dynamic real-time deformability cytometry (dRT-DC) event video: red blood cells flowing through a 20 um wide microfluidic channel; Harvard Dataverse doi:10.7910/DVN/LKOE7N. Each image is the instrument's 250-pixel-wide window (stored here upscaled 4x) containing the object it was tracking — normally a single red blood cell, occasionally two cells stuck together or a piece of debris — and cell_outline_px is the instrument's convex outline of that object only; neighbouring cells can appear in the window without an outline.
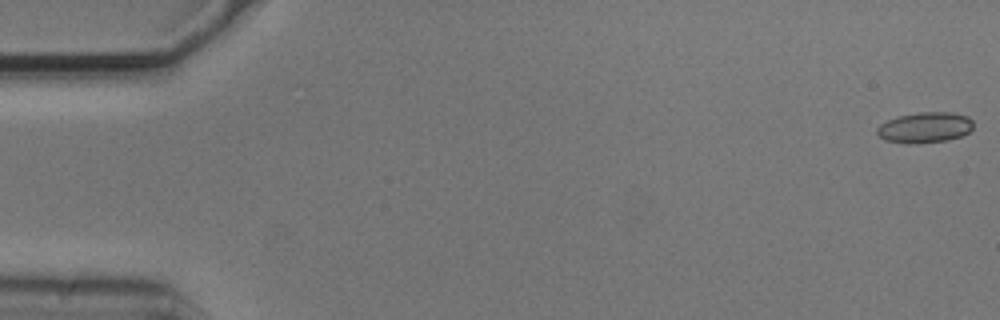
{"species": "common noctule bat (a hibernating species)", "species_latin": "Nyctalus noctula", "temperature_condition": "cold", "stored_images_in_passage": 6, "camera_frame_rate_fps": 3000, "um_per_image_px": 0.085, "animal": {"sex": "male", "body_mass_g": 20.5, "forearm_length_mm": 52.5}, "frame": {"image": 1, "passage_image": 1, "time_ms": 0.0, "image_size_px": [1000, 320], "cell_outline_px": [[972, 128], [968, 132], [960, 136], [948, 140], [884, 140], [876, 132], [876, 128], [880, 124], [888, 120], [900, 116], [920, 112], [952, 112], [968, 116], [972, 120]], "centroid_in_image_um": [78.66, 10.77], "position_along_channel_um": 6.3, "area_um2": 16.18}}